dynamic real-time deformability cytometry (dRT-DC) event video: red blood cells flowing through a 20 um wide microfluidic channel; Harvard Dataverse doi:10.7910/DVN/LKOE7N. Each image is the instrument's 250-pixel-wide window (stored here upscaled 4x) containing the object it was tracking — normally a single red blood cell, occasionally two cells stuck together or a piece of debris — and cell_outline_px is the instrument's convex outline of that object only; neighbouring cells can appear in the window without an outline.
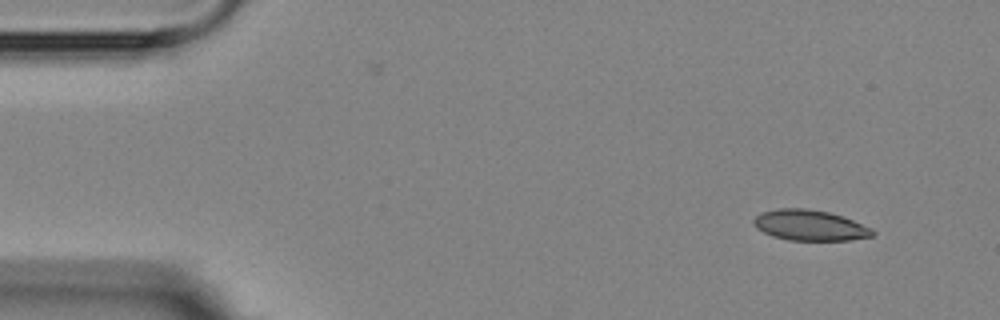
{"species": "Egyptian fruit bat (a non-hibernating species)", "species_latin": "Rousettus aegyptiacus", "temperature_condition": "room temperature", "stored_images_in_passage": 5, "segment_of_instrument_passage": [1, 2], "camera_frame_rate_fps": 3000, "um_per_image_px": 0.085, "animal": {"sex": "female"}, "frame": {"image": 1, "passage_image": 1, "time_ms": 0.0, "image_size_px": [1000, 320], "cell_outline_px": [[876, 232], [872, 236], [848, 240], [788, 240], [772, 236], [756, 228], [752, 224], [752, 220], [760, 212], [776, 208], [804, 208], [828, 212], [844, 216], [872, 228]], "centroid_in_image_um": [68.81, 19.14], "position_along_channel_um": 16.2, "area_um2": 21.39}}